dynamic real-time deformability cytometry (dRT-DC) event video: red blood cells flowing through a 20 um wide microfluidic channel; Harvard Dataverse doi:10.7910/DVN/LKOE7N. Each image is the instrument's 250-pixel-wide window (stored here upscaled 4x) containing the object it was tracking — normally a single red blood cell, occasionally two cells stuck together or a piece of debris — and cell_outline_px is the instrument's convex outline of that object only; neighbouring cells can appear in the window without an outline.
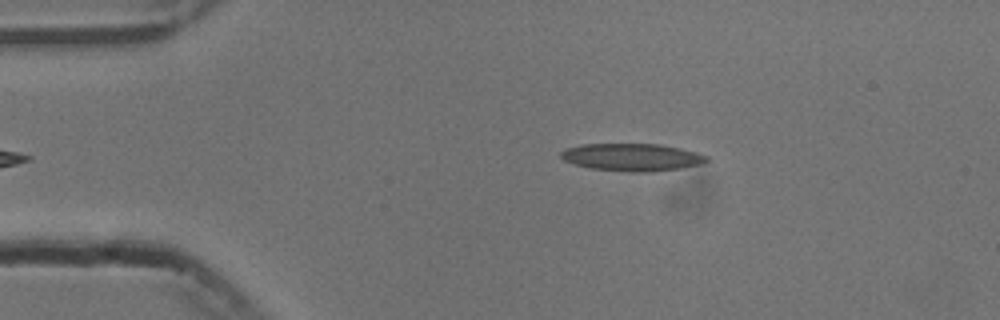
{"species": "common noctule bat (a hibernating species)", "species_latin": "Nyctalus noctula", "temperature_condition": "cold", "stored_images_in_passage": 46, "camera_frame_rate_fps": 3000, "um_per_image_px": 0.085, "animal": {"sex": "male", "body_mass_g": 13.3}, "frame": {"image": 1, "passage_image": 2, "time_ms": 0.333, "image_size_px": [1000, 320], "cell_outline_px": [[708, 160], [704, 164], [680, 168], [652, 172], [632, 172], [588, 168], [564, 160], [560, 156], [560, 152], [564, 148], [580, 144], [660, 144], [680, 148], [696, 152], [708, 156]], "centroid_in_image_um": [53.72, 13.36], "position_along_channel_um": 31.3, "area_um2": 23.52}}
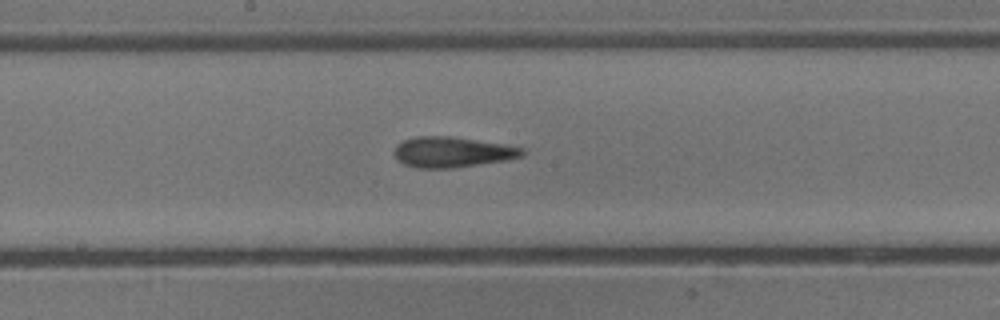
{"frame": {"image": 2, "passage_image": 20, "time_ms": 6.333, "image_size_px": [1000, 320], "cell_outline_px": [[524, 156], [508, 160], [452, 168], [416, 168], [404, 164], [396, 160], [392, 152], [396, 144], [404, 140], [416, 136], [448, 136], [508, 144], [524, 148]], "centroid_in_image_um": [38.43, 12.93], "position_along_channel_um": 209.8, "area_um2": 23.12}}
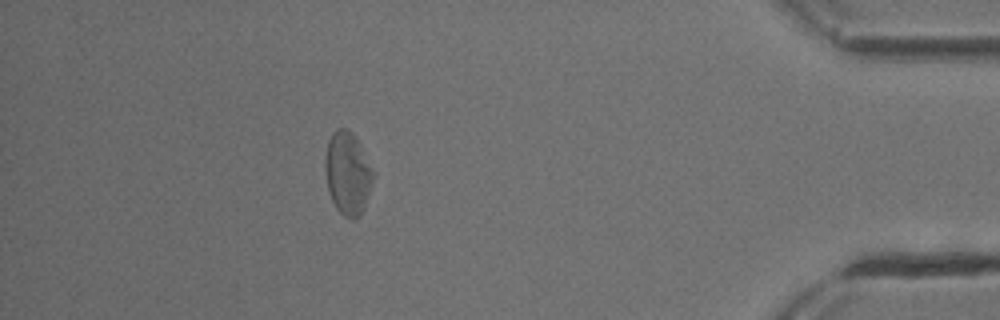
{"frame": {"image": 3, "passage_image": 40, "time_ms": 13.0, "image_size_px": [1000, 320], "cell_outline_px": [[372, 184], [364, 208], [360, 216], [352, 220], [344, 216], [336, 208], [328, 192], [324, 172], [324, 160], [328, 140], [332, 132], [336, 128], [348, 128], [352, 132], [360, 144], [372, 172]], "centroid_in_image_um": [29.5, 14.73], "position_along_channel_um": 405.7, "area_um2": 23.18}, "authors_computed_cell_mechanics": {"area_um2": 22.542, "velocity_mm_per_s": 3.7386, "shape_relaxation_time_tau1_ms": null, "shape_relaxation_time_tau2_ms": 3.874, "deformation_change_tau1": null, "deformation_change_tau2": 0.1142}}